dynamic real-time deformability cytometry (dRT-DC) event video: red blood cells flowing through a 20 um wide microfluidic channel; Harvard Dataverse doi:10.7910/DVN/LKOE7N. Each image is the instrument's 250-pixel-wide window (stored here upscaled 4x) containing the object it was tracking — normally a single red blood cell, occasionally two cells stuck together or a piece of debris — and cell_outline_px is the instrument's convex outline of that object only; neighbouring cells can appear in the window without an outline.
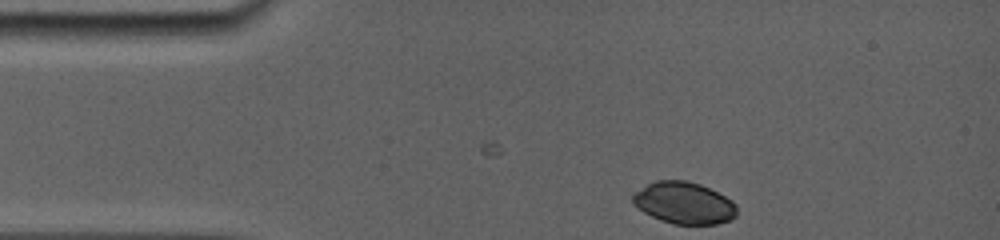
{"species": "common noctule bat (a hibernating species)", "species_latin": "Nyctalus noctula", "temperature_condition": "room temperature", "stored_images_in_passage": 3, "camera_frame_rate_fps": 5000, "um_per_image_px": 0.085, "animal": {"sex": "female", "body_mass_g": 19.0, "forearm_length_mm": 56.7}, "frame": {"image": 1, "passage_image": 3, "time_ms": 0.6, "image_size_px": [1000, 240], "cell_outline_px": [[736, 216], [732, 220], [716, 224], [672, 224], [660, 220], [644, 212], [632, 204], [632, 192], [656, 180], [684, 180], [700, 184], [732, 200], [736, 204]], "centroid_in_image_um": [58.12, 17.25], "position_along_channel_um": 26.9, "area_um2": 25.49}}